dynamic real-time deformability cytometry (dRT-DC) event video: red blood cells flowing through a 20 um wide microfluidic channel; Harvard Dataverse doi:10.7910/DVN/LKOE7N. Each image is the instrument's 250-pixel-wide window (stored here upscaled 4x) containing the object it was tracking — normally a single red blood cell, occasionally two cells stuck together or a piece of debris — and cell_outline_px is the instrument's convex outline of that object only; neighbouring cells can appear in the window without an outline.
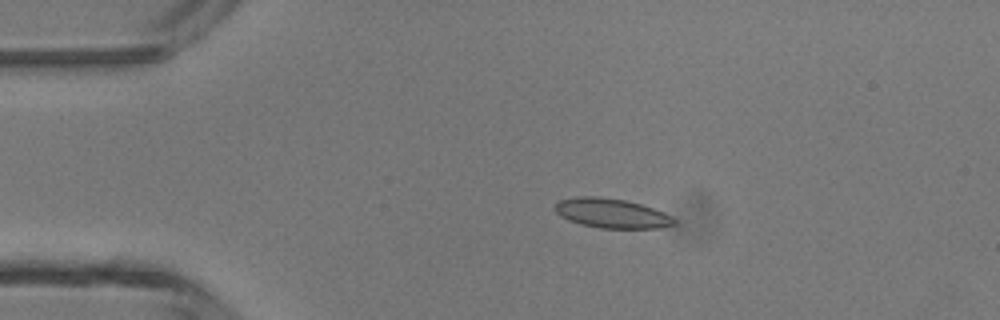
{"species": "common noctule bat (a hibernating species)", "species_latin": "Nyctalus noctula", "temperature_condition": "room temperature", "stored_images_in_passage": 3, "camera_frame_rate_fps": 3000, "um_per_image_px": 0.085, "animal": {"sex": "male", "body_mass_g": 13.3}, "frame": {"image": 1, "passage_image": 2, "time_ms": 2.0, "image_size_px": [1000, 320], "cell_outline_px": [[676, 224], [660, 228], [600, 228], [580, 224], [568, 220], [560, 216], [556, 212], [556, 204], [560, 200], [576, 196], [592, 196], [624, 200], [640, 204], [664, 212], [672, 216], [676, 220]], "centroid_in_image_um": [52.0, 18.14], "position_along_channel_um": 33.0, "area_um2": 20.4}}